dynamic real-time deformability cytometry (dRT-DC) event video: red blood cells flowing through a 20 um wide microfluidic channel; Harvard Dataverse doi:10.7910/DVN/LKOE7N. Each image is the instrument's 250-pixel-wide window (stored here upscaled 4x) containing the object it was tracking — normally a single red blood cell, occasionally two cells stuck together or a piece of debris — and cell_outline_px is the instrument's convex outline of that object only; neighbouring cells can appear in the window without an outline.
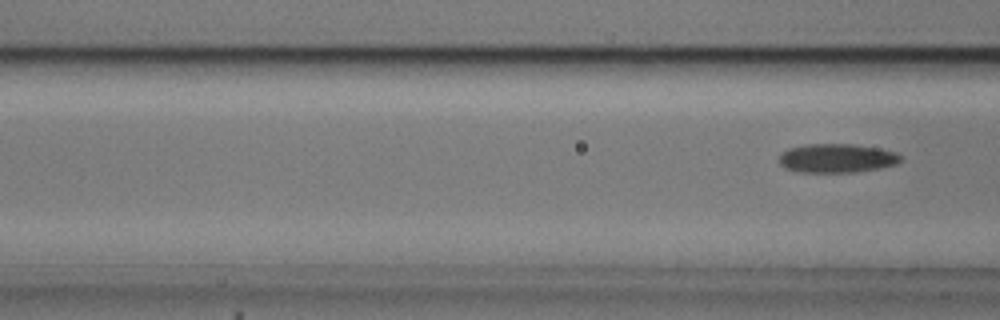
{"species": "common noctule bat (a hibernating species)", "species_latin": "Nyctalus noctula", "temperature_condition": "cold", "stored_images_in_passage": 4, "camera_frame_rate_fps": 3000, "um_per_image_px": 0.085, "animal": {"sex": "male", "body_mass_g": 20.5, "forearm_length_mm": 52.5}, "frame": {"image": 1, "passage_image": 4, "time_ms": 1.0, "image_size_px": [1000, 320], "cell_outline_px": [[900, 160], [896, 164], [880, 168], [856, 172], [800, 172], [784, 168], [780, 164], [780, 156], [788, 148], [804, 144], [852, 144], [880, 148], [896, 152], [900, 156]], "centroid_in_image_um": [71.13, 13.44], "position_along_channel_um": 95.5, "area_um2": 20.46}}